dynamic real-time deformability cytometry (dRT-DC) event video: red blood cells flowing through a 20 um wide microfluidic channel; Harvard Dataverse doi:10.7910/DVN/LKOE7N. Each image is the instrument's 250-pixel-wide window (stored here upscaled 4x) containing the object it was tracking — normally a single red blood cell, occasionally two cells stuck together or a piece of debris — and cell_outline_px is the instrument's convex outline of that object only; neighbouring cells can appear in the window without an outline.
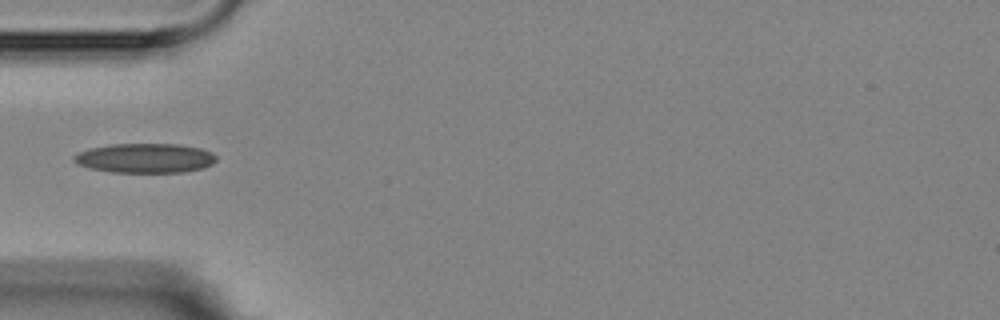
{"species": "Egyptian fruit bat (a non-hibernating species)", "species_latin": "Rousettus aegyptiacus", "temperature_condition": "room temperature", "stored_images_in_passage": 5, "camera_frame_rate_fps": 3000, "um_per_image_px": 0.085, "animal": {"sex": "female"}, "frame": {"image": 1, "passage_image": 4, "time_ms": 3.667, "image_size_px": [1000, 320], "cell_outline_px": [[216, 160], [212, 164], [204, 168], [184, 172], [112, 172], [88, 168], [76, 164], [72, 160], [72, 156], [80, 152], [92, 148], [112, 144], [180, 144], [200, 148], [212, 152], [216, 156]], "centroid_in_image_um": [12.33, 13.44], "position_along_channel_um": 72.7, "area_um2": 24.57}}